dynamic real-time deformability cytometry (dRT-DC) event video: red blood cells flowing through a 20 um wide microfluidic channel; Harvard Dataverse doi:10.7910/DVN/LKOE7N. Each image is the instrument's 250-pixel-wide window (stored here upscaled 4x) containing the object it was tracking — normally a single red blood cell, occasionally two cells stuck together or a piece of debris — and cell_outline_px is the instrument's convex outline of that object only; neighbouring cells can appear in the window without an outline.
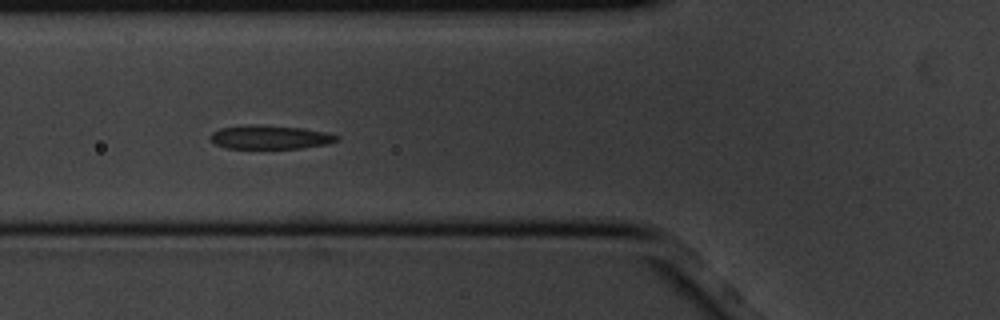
{"species": "common noctule bat (a hibernating species)", "species_latin": "Nyctalus noctula", "temperature_condition": "cold", "stored_images_in_passage": 7, "camera_frame_rate_fps": 3000, "um_per_image_px": 0.085, "animal": {"sex": "male", "body_mass_g": 20.1, "forearm_length_mm": 53.5}, "frame": {"image": 1, "passage_image": 5, "time_ms": 1.333, "image_size_px": [1000, 320], "cell_outline_px": [[340, 140], [328, 144], [300, 148], [224, 148], [216, 144], [208, 136], [212, 132], [220, 128], [244, 124], [256, 124], [304, 128], [324, 132], [340, 136]], "centroid_in_image_um": [22.94, 11.65], "position_along_channel_um": 102.9, "area_um2": 17.69}}
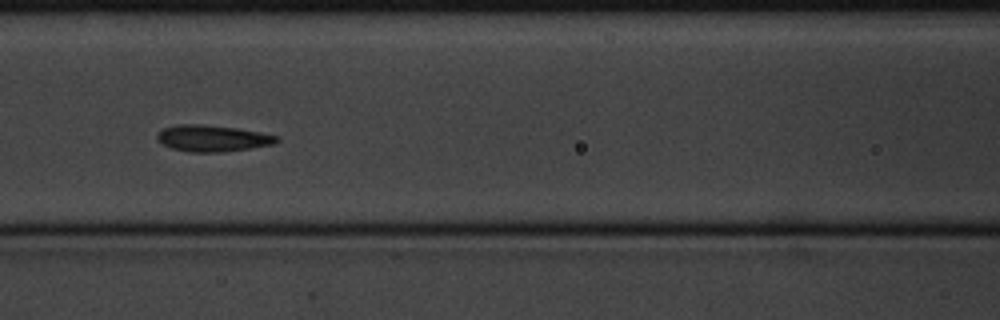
{"frame": {"image": 2, "passage_image": 6, "time_ms": 1.667, "image_size_px": [1000, 320], "cell_outline_px": [[280, 140], [272, 144], [252, 148], [224, 152], [188, 152], [172, 148], [156, 140], [156, 136], [164, 128], [176, 124], [200, 124], [236, 128], [260, 132], [280, 136]], "centroid_in_image_um": [18.08, 11.76], "position_along_channel_um": 148.5, "area_um2": 18.44}}
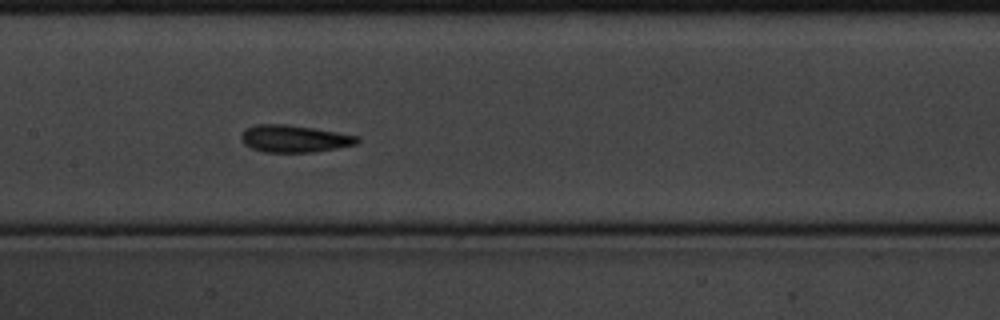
{"frame": {"image": 3, "passage_image": 7, "time_ms": 2.0, "image_size_px": [1000, 320], "cell_outline_px": [[360, 140], [356, 144], [336, 148], [312, 152], [264, 152], [252, 148], [244, 144], [240, 140], [240, 136], [244, 128], [256, 124], [284, 124], [312, 128], [360, 136]], "centroid_in_image_um": [24.97, 11.78], "position_along_channel_um": 182.4, "area_um2": 18.38}}